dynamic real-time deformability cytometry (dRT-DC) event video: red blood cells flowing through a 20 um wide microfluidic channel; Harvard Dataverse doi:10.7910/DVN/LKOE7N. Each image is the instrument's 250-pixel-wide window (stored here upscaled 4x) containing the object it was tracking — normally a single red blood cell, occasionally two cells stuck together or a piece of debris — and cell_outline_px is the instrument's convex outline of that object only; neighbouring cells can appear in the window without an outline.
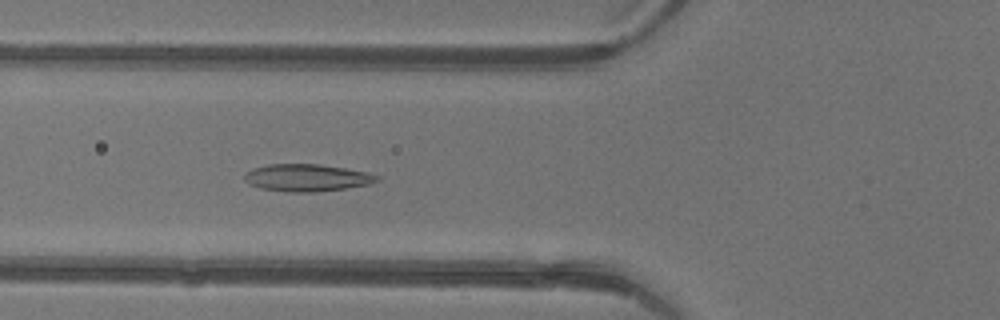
{"species": "common noctule bat (a hibernating species)", "species_latin": "Nyctalus noctula", "temperature_condition": "warm", "stored_images_in_passage": 46, "camera_frame_rate_fps": 3000, "um_per_image_px": 0.085, "animal": {"sex": "female"}, "frame": {"image": 1, "passage_image": 17, "time_ms": 5.333, "image_size_px": [1000, 320], "cell_outline_px": [[380, 180], [368, 184], [344, 188], [316, 192], [288, 192], [260, 188], [248, 184], [244, 180], [244, 172], [252, 168], [268, 164], [320, 164], [368, 172], [380, 176]], "centroid_in_image_um": [26.05, 15.1], "position_along_channel_um": 99.8, "area_um2": 21.15}}
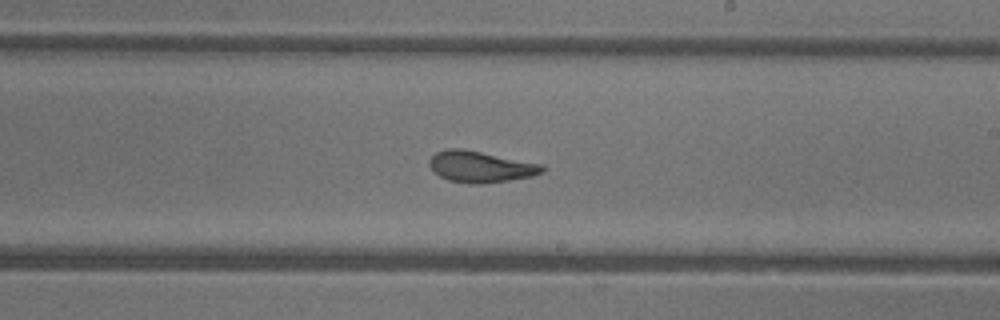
{"frame": {"image": 2, "passage_image": 27, "time_ms": 8.667, "image_size_px": [1000, 320], "cell_outline_px": [[544, 172], [532, 176], [484, 184], [468, 184], [448, 180], [440, 176], [428, 164], [428, 160], [436, 152], [448, 148], [460, 148], [540, 164], [544, 168]], "centroid_in_image_um": [40.8, 14.18], "position_along_channel_um": 248.2, "area_um2": 20.29}}
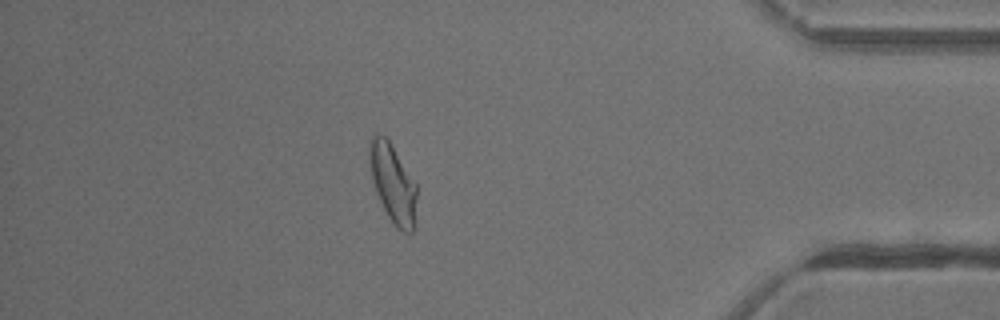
{"frame": {"image": 3, "passage_image": 40, "time_ms": 13.0, "image_size_px": [1000, 320], "cell_outline_px": [[416, 228], [412, 232], [404, 232], [396, 228], [388, 216], [376, 192], [372, 180], [368, 160], [368, 148], [372, 136], [376, 132], [384, 136], [388, 140], [416, 184]], "centroid_in_image_um": [33.39, 15.61], "position_along_channel_um": 401.8, "area_um2": 21.68}, "authors_computed_cell_mechanics": {"area_um2": 21.8195, "velocity_mm_per_s": 4.443, "shape_relaxation_time_tau1_ms": 7.3811, "shape_relaxation_time_tau2_ms": 1.1756, "deformation_change_tau1": 0.2278, "deformation_change_tau2": 0.0781}}